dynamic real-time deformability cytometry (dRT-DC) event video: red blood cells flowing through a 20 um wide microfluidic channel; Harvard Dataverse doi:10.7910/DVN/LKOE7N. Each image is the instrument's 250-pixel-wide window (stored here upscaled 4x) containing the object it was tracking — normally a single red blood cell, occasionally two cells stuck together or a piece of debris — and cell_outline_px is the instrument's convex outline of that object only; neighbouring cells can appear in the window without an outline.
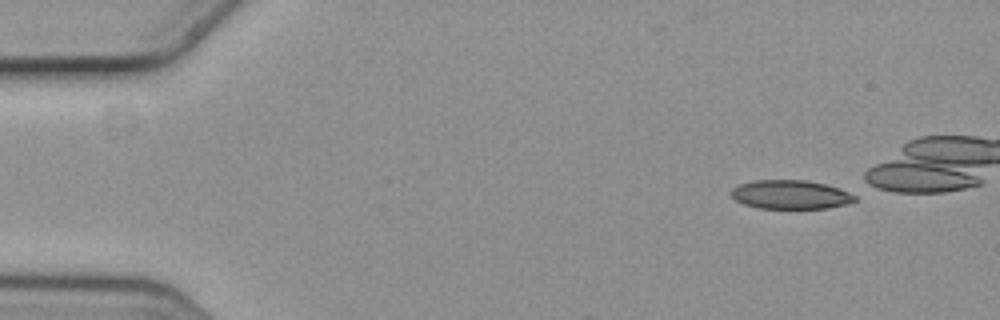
{"species": "common noctule bat (a hibernating species)", "species_latin": "Nyctalus noctula", "temperature_condition": "cold", "stored_images_in_passage": 7, "camera_frame_rate_fps": 3000, "um_per_image_px": 0.085, "animal": {"sex": "female", "body_mass_g": 19.3, "forearm_length_mm": 54.1}, "frame": {"image": 1, "passage_image": 1, "time_ms": 0.0, "image_size_px": [1000, 320], "cell_outline_px": [[856, 200], [844, 204], [828, 208], [760, 208], [744, 204], [736, 200], [732, 196], [732, 188], [740, 184], [756, 180], [804, 180], [824, 184], [848, 192], [856, 196]], "centroid_in_image_um": [67.17, 16.54], "position_along_channel_um": 17.8, "area_um2": 20.4}}
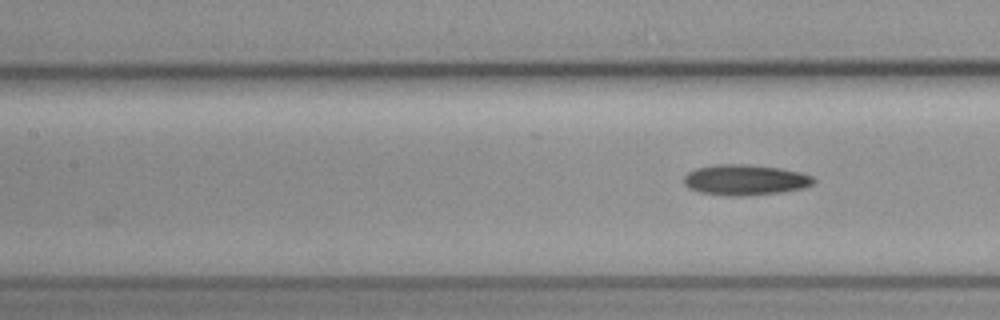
{"frame": {"image": 2, "passage_image": 6, "time_ms": 1.667, "image_size_px": [1000, 320], "cell_outline_px": [[816, 180], [812, 184], [800, 188], [780, 192], [748, 196], [728, 196], [700, 192], [688, 188], [684, 184], [684, 176], [688, 172], [696, 168], [716, 164], [748, 164], [780, 168], [800, 172], [812, 176]], "centroid_in_image_um": [63.3, 15.29], "position_along_channel_um": 144.1, "area_um2": 23.18}}